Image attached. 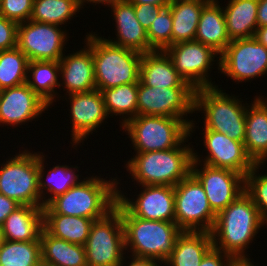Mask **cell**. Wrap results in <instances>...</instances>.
<instances>
[{"label": "cell", "mask_w": 267, "mask_h": 266, "mask_svg": "<svg viewBox=\"0 0 267 266\" xmlns=\"http://www.w3.org/2000/svg\"><path fill=\"white\" fill-rule=\"evenodd\" d=\"M265 224L258 208L244 192L217 214L210 232L213 247L236 261L250 260L245 250Z\"/></svg>", "instance_id": "6da1fadb"}, {"label": "cell", "mask_w": 267, "mask_h": 266, "mask_svg": "<svg viewBox=\"0 0 267 266\" xmlns=\"http://www.w3.org/2000/svg\"><path fill=\"white\" fill-rule=\"evenodd\" d=\"M112 179L105 180L93 175L84 178L44 206L43 214H63L90 219L105 217L115 208L118 200L117 185L120 183L116 178Z\"/></svg>", "instance_id": "7a4b0ae2"}, {"label": "cell", "mask_w": 267, "mask_h": 266, "mask_svg": "<svg viewBox=\"0 0 267 266\" xmlns=\"http://www.w3.org/2000/svg\"><path fill=\"white\" fill-rule=\"evenodd\" d=\"M186 141L188 137L178 147L168 150L136 153L125 164L127 171L139 186L174 187L191 173L194 148L184 145Z\"/></svg>", "instance_id": "3957f363"}, {"label": "cell", "mask_w": 267, "mask_h": 266, "mask_svg": "<svg viewBox=\"0 0 267 266\" xmlns=\"http://www.w3.org/2000/svg\"><path fill=\"white\" fill-rule=\"evenodd\" d=\"M125 251L133 256L153 258L164 263L171 255L177 236L182 232L175 222L145 220L133 216L121 204Z\"/></svg>", "instance_id": "277c9868"}, {"label": "cell", "mask_w": 267, "mask_h": 266, "mask_svg": "<svg viewBox=\"0 0 267 266\" xmlns=\"http://www.w3.org/2000/svg\"><path fill=\"white\" fill-rule=\"evenodd\" d=\"M98 34L86 35L92 49L96 90L101 92L123 84L138 83L142 54L111 44Z\"/></svg>", "instance_id": "5b68a950"}, {"label": "cell", "mask_w": 267, "mask_h": 266, "mask_svg": "<svg viewBox=\"0 0 267 266\" xmlns=\"http://www.w3.org/2000/svg\"><path fill=\"white\" fill-rule=\"evenodd\" d=\"M193 122L174 117L137 115L121 128L128 133L134 151L144 153L178 147L195 131Z\"/></svg>", "instance_id": "8992f818"}, {"label": "cell", "mask_w": 267, "mask_h": 266, "mask_svg": "<svg viewBox=\"0 0 267 266\" xmlns=\"http://www.w3.org/2000/svg\"><path fill=\"white\" fill-rule=\"evenodd\" d=\"M218 86L195 90L194 111H204V129L226 134L230 139L243 142L246 129L247 106Z\"/></svg>", "instance_id": "52a82bcc"}, {"label": "cell", "mask_w": 267, "mask_h": 266, "mask_svg": "<svg viewBox=\"0 0 267 266\" xmlns=\"http://www.w3.org/2000/svg\"><path fill=\"white\" fill-rule=\"evenodd\" d=\"M0 166V193L20 205L42 207L39 191V152L24 150Z\"/></svg>", "instance_id": "ba28073f"}, {"label": "cell", "mask_w": 267, "mask_h": 266, "mask_svg": "<svg viewBox=\"0 0 267 266\" xmlns=\"http://www.w3.org/2000/svg\"><path fill=\"white\" fill-rule=\"evenodd\" d=\"M87 266H119L125 250L124 230L121 220V203L105 217L94 220L87 242Z\"/></svg>", "instance_id": "9c48e42d"}, {"label": "cell", "mask_w": 267, "mask_h": 266, "mask_svg": "<svg viewBox=\"0 0 267 266\" xmlns=\"http://www.w3.org/2000/svg\"><path fill=\"white\" fill-rule=\"evenodd\" d=\"M175 223L182 231L211 232L217 214L209 205L205 190L190 173L174 186Z\"/></svg>", "instance_id": "30bf717a"}, {"label": "cell", "mask_w": 267, "mask_h": 266, "mask_svg": "<svg viewBox=\"0 0 267 266\" xmlns=\"http://www.w3.org/2000/svg\"><path fill=\"white\" fill-rule=\"evenodd\" d=\"M217 58L218 70L237 84L267 74V48L254 37L232 40Z\"/></svg>", "instance_id": "8fae6325"}, {"label": "cell", "mask_w": 267, "mask_h": 266, "mask_svg": "<svg viewBox=\"0 0 267 266\" xmlns=\"http://www.w3.org/2000/svg\"><path fill=\"white\" fill-rule=\"evenodd\" d=\"M171 59L174 68L193 89L216 87L209 80L210 66L220 55L212 47L197 41L179 42L164 50Z\"/></svg>", "instance_id": "7c38bea8"}, {"label": "cell", "mask_w": 267, "mask_h": 266, "mask_svg": "<svg viewBox=\"0 0 267 266\" xmlns=\"http://www.w3.org/2000/svg\"><path fill=\"white\" fill-rule=\"evenodd\" d=\"M61 28L62 26L31 20L20 23L17 47L29 61H60L68 41L67 32Z\"/></svg>", "instance_id": "4fadbf2b"}, {"label": "cell", "mask_w": 267, "mask_h": 266, "mask_svg": "<svg viewBox=\"0 0 267 266\" xmlns=\"http://www.w3.org/2000/svg\"><path fill=\"white\" fill-rule=\"evenodd\" d=\"M195 89L192 87L158 88L138 82V115L174 117L186 120L184 116L194 111Z\"/></svg>", "instance_id": "5bb4252c"}, {"label": "cell", "mask_w": 267, "mask_h": 266, "mask_svg": "<svg viewBox=\"0 0 267 266\" xmlns=\"http://www.w3.org/2000/svg\"><path fill=\"white\" fill-rule=\"evenodd\" d=\"M193 151L191 173L202 184L209 205L218 214L245 192V176L229 169L214 168L202 162ZM199 168V169H198Z\"/></svg>", "instance_id": "9a60e30c"}, {"label": "cell", "mask_w": 267, "mask_h": 266, "mask_svg": "<svg viewBox=\"0 0 267 266\" xmlns=\"http://www.w3.org/2000/svg\"><path fill=\"white\" fill-rule=\"evenodd\" d=\"M135 199H128L118 187V201L135 217L145 220L175 222L174 187L142 185ZM134 200V201H133Z\"/></svg>", "instance_id": "2e32d148"}, {"label": "cell", "mask_w": 267, "mask_h": 266, "mask_svg": "<svg viewBox=\"0 0 267 266\" xmlns=\"http://www.w3.org/2000/svg\"><path fill=\"white\" fill-rule=\"evenodd\" d=\"M202 134L204 146L208 151L203 164L214 168L229 169L244 176L256 165L246 154L243 142L208 129H204Z\"/></svg>", "instance_id": "e0dca14e"}, {"label": "cell", "mask_w": 267, "mask_h": 266, "mask_svg": "<svg viewBox=\"0 0 267 266\" xmlns=\"http://www.w3.org/2000/svg\"><path fill=\"white\" fill-rule=\"evenodd\" d=\"M70 100V119H72L71 143L73 146L82 143L84 139L100 127L108 118L104 98L100 90L73 93ZM82 141V142H81Z\"/></svg>", "instance_id": "ac0fdd59"}, {"label": "cell", "mask_w": 267, "mask_h": 266, "mask_svg": "<svg viewBox=\"0 0 267 266\" xmlns=\"http://www.w3.org/2000/svg\"><path fill=\"white\" fill-rule=\"evenodd\" d=\"M49 105L27 83L0 91V125L18 126L38 118ZM31 120V121H30Z\"/></svg>", "instance_id": "d6986e66"}, {"label": "cell", "mask_w": 267, "mask_h": 266, "mask_svg": "<svg viewBox=\"0 0 267 266\" xmlns=\"http://www.w3.org/2000/svg\"><path fill=\"white\" fill-rule=\"evenodd\" d=\"M60 78L66 89V95L96 90L92 49L85 48L72 54H65L59 61Z\"/></svg>", "instance_id": "ffe728a7"}, {"label": "cell", "mask_w": 267, "mask_h": 266, "mask_svg": "<svg viewBox=\"0 0 267 266\" xmlns=\"http://www.w3.org/2000/svg\"><path fill=\"white\" fill-rule=\"evenodd\" d=\"M115 20L116 39L107 40L113 45L131 49L141 54L153 51L149 46L147 31L136 18L134 4L129 0L111 7Z\"/></svg>", "instance_id": "44dd1931"}, {"label": "cell", "mask_w": 267, "mask_h": 266, "mask_svg": "<svg viewBox=\"0 0 267 266\" xmlns=\"http://www.w3.org/2000/svg\"><path fill=\"white\" fill-rule=\"evenodd\" d=\"M245 123L246 154L255 164L263 165L267 160V104L259 96L247 106Z\"/></svg>", "instance_id": "7402d4cb"}, {"label": "cell", "mask_w": 267, "mask_h": 266, "mask_svg": "<svg viewBox=\"0 0 267 266\" xmlns=\"http://www.w3.org/2000/svg\"><path fill=\"white\" fill-rule=\"evenodd\" d=\"M139 81L150 87H191L180 76L165 51L153 50L142 54Z\"/></svg>", "instance_id": "603a6c76"}, {"label": "cell", "mask_w": 267, "mask_h": 266, "mask_svg": "<svg viewBox=\"0 0 267 266\" xmlns=\"http://www.w3.org/2000/svg\"><path fill=\"white\" fill-rule=\"evenodd\" d=\"M6 241H40L43 207L20 205L1 225Z\"/></svg>", "instance_id": "cb8c5ba5"}, {"label": "cell", "mask_w": 267, "mask_h": 266, "mask_svg": "<svg viewBox=\"0 0 267 266\" xmlns=\"http://www.w3.org/2000/svg\"><path fill=\"white\" fill-rule=\"evenodd\" d=\"M213 248L212 236L205 231H182L171 255L163 263L169 266H199Z\"/></svg>", "instance_id": "d4e9b609"}, {"label": "cell", "mask_w": 267, "mask_h": 266, "mask_svg": "<svg viewBox=\"0 0 267 266\" xmlns=\"http://www.w3.org/2000/svg\"><path fill=\"white\" fill-rule=\"evenodd\" d=\"M218 0H210L202 9L195 41L212 47L221 54L231 42L227 34L223 8Z\"/></svg>", "instance_id": "484cf974"}, {"label": "cell", "mask_w": 267, "mask_h": 266, "mask_svg": "<svg viewBox=\"0 0 267 266\" xmlns=\"http://www.w3.org/2000/svg\"><path fill=\"white\" fill-rule=\"evenodd\" d=\"M222 8L230 41L254 37L258 27V0H229Z\"/></svg>", "instance_id": "4316f807"}, {"label": "cell", "mask_w": 267, "mask_h": 266, "mask_svg": "<svg viewBox=\"0 0 267 266\" xmlns=\"http://www.w3.org/2000/svg\"><path fill=\"white\" fill-rule=\"evenodd\" d=\"M40 242L42 265L87 266L85 246L54 237L44 228Z\"/></svg>", "instance_id": "83f0119b"}, {"label": "cell", "mask_w": 267, "mask_h": 266, "mask_svg": "<svg viewBox=\"0 0 267 266\" xmlns=\"http://www.w3.org/2000/svg\"><path fill=\"white\" fill-rule=\"evenodd\" d=\"M210 0H173L168 6L172 15V45L195 41L203 7Z\"/></svg>", "instance_id": "f1b7e54d"}, {"label": "cell", "mask_w": 267, "mask_h": 266, "mask_svg": "<svg viewBox=\"0 0 267 266\" xmlns=\"http://www.w3.org/2000/svg\"><path fill=\"white\" fill-rule=\"evenodd\" d=\"M94 220L97 219L63 214H43V228L54 237L84 246Z\"/></svg>", "instance_id": "f546056e"}, {"label": "cell", "mask_w": 267, "mask_h": 266, "mask_svg": "<svg viewBox=\"0 0 267 266\" xmlns=\"http://www.w3.org/2000/svg\"><path fill=\"white\" fill-rule=\"evenodd\" d=\"M45 156L43 153L39 152V191L42 199V207L46 206L52 199L55 197L64 194L68 189L72 186H75L80 183L79 175L76 174V170L78 166L72 167L67 165H56L53 166L49 172H47L45 181L43 178L45 177ZM46 192H45V191ZM45 192V193H44ZM50 196H49V194ZM48 194V198L45 197ZM45 195V196H44ZM47 198V199H46ZM44 199V200H43Z\"/></svg>", "instance_id": "4dcf8cb0"}, {"label": "cell", "mask_w": 267, "mask_h": 266, "mask_svg": "<svg viewBox=\"0 0 267 266\" xmlns=\"http://www.w3.org/2000/svg\"><path fill=\"white\" fill-rule=\"evenodd\" d=\"M27 74L28 86L49 106L53 105L58 94L54 89L60 87L59 61H29Z\"/></svg>", "instance_id": "1f68e13d"}, {"label": "cell", "mask_w": 267, "mask_h": 266, "mask_svg": "<svg viewBox=\"0 0 267 266\" xmlns=\"http://www.w3.org/2000/svg\"><path fill=\"white\" fill-rule=\"evenodd\" d=\"M102 95L108 117L110 114V116H123L122 122L120 123L122 124L121 126L138 115V83L123 84L108 88L102 91Z\"/></svg>", "instance_id": "d6a6232c"}, {"label": "cell", "mask_w": 267, "mask_h": 266, "mask_svg": "<svg viewBox=\"0 0 267 266\" xmlns=\"http://www.w3.org/2000/svg\"><path fill=\"white\" fill-rule=\"evenodd\" d=\"M81 8V0H34L30 20L59 26Z\"/></svg>", "instance_id": "836d02e7"}, {"label": "cell", "mask_w": 267, "mask_h": 266, "mask_svg": "<svg viewBox=\"0 0 267 266\" xmlns=\"http://www.w3.org/2000/svg\"><path fill=\"white\" fill-rule=\"evenodd\" d=\"M1 266H42L40 241H4Z\"/></svg>", "instance_id": "e575fe53"}, {"label": "cell", "mask_w": 267, "mask_h": 266, "mask_svg": "<svg viewBox=\"0 0 267 266\" xmlns=\"http://www.w3.org/2000/svg\"><path fill=\"white\" fill-rule=\"evenodd\" d=\"M28 62L18 47L0 51V91L26 83Z\"/></svg>", "instance_id": "d590c367"}, {"label": "cell", "mask_w": 267, "mask_h": 266, "mask_svg": "<svg viewBox=\"0 0 267 266\" xmlns=\"http://www.w3.org/2000/svg\"><path fill=\"white\" fill-rule=\"evenodd\" d=\"M152 50L164 51L172 45V15L168 6L164 7L147 31Z\"/></svg>", "instance_id": "8d00e7d4"}, {"label": "cell", "mask_w": 267, "mask_h": 266, "mask_svg": "<svg viewBox=\"0 0 267 266\" xmlns=\"http://www.w3.org/2000/svg\"><path fill=\"white\" fill-rule=\"evenodd\" d=\"M261 166L264 165L256 164L246 174L245 193L252 199L259 210L260 216L267 223V173L264 175L257 174Z\"/></svg>", "instance_id": "74e56055"}, {"label": "cell", "mask_w": 267, "mask_h": 266, "mask_svg": "<svg viewBox=\"0 0 267 266\" xmlns=\"http://www.w3.org/2000/svg\"><path fill=\"white\" fill-rule=\"evenodd\" d=\"M34 0H0V15L17 24L30 20Z\"/></svg>", "instance_id": "f35d334b"}, {"label": "cell", "mask_w": 267, "mask_h": 266, "mask_svg": "<svg viewBox=\"0 0 267 266\" xmlns=\"http://www.w3.org/2000/svg\"><path fill=\"white\" fill-rule=\"evenodd\" d=\"M18 25L0 15V51L17 47Z\"/></svg>", "instance_id": "ab89813d"}, {"label": "cell", "mask_w": 267, "mask_h": 266, "mask_svg": "<svg viewBox=\"0 0 267 266\" xmlns=\"http://www.w3.org/2000/svg\"><path fill=\"white\" fill-rule=\"evenodd\" d=\"M164 7L166 6H154L152 4H134L136 18L146 31H148L152 22Z\"/></svg>", "instance_id": "60d3db41"}, {"label": "cell", "mask_w": 267, "mask_h": 266, "mask_svg": "<svg viewBox=\"0 0 267 266\" xmlns=\"http://www.w3.org/2000/svg\"><path fill=\"white\" fill-rule=\"evenodd\" d=\"M235 261L231 256L213 247L199 266H231Z\"/></svg>", "instance_id": "b9f144b4"}, {"label": "cell", "mask_w": 267, "mask_h": 266, "mask_svg": "<svg viewBox=\"0 0 267 266\" xmlns=\"http://www.w3.org/2000/svg\"><path fill=\"white\" fill-rule=\"evenodd\" d=\"M18 204L15 200L6 197L0 193V226L6 218L17 208Z\"/></svg>", "instance_id": "7bdbcfd3"}, {"label": "cell", "mask_w": 267, "mask_h": 266, "mask_svg": "<svg viewBox=\"0 0 267 266\" xmlns=\"http://www.w3.org/2000/svg\"><path fill=\"white\" fill-rule=\"evenodd\" d=\"M131 261L128 262L127 266H161L162 264L159 261L153 259V258H145V257H136L133 255H130ZM125 257H123V260L121 261V264L119 266H124L123 264H126ZM158 262V263H157ZM126 266V265H125Z\"/></svg>", "instance_id": "ee69618b"}, {"label": "cell", "mask_w": 267, "mask_h": 266, "mask_svg": "<svg viewBox=\"0 0 267 266\" xmlns=\"http://www.w3.org/2000/svg\"><path fill=\"white\" fill-rule=\"evenodd\" d=\"M257 24L258 27L267 26V0H258Z\"/></svg>", "instance_id": "f6af8a7d"}, {"label": "cell", "mask_w": 267, "mask_h": 266, "mask_svg": "<svg viewBox=\"0 0 267 266\" xmlns=\"http://www.w3.org/2000/svg\"><path fill=\"white\" fill-rule=\"evenodd\" d=\"M254 39L267 48V26L257 27Z\"/></svg>", "instance_id": "bcb514c9"}, {"label": "cell", "mask_w": 267, "mask_h": 266, "mask_svg": "<svg viewBox=\"0 0 267 266\" xmlns=\"http://www.w3.org/2000/svg\"><path fill=\"white\" fill-rule=\"evenodd\" d=\"M133 4H152L154 6H169L173 0H130Z\"/></svg>", "instance_id": "7dc6e473"}, {"label": "cell", "mask_w": 267, "mask_h": 266, "mask_svg": "<svg viewBox=\"0 0 267 266\" xmlns=\"http://www.w3.org/2000/svg\"><path fill=\"white\" fill-rule=\"evenodd\" d=\"M126 1H129V0H81V7L83 8V6H84V3H88V2H90V3H95V5H96V3L97 4H106V5H108V7H112V6H114L115 4H118V3H121V2H126Z\"/></svg>", "instance_id": "c3c4849f"}, {"label": "cell", "mask_w": 267, "mask_h": 266, "mask_svg": "<svg viewBox=\"0 0 267 266\" xmlns=\"http://www.w3.org/2000/svg\"><path fill=\"white\" fill-rule=\"evenodd\" d=\"M231 266H254L251 260H238L235 261Z\"/></svg>", "instance_id": "681fc988"}, {"label": "cell", "mask_w": 267, "mask_h": 266, "mask_svg": "<svg viewBox=\"0 0 267 266\" xmlns=\"http://www.w3.org/2000/svg\"><path fill=\"white\" fill-rule=\"evenodd\" d=\"M4 241H5V238H4V235H3V232H2V228L0 226V248L2 247Z\"/></svg>", "instance_id": "f907efd6"}, {"label": "cell", "mask_w": 267, "mask_h": 266, "mask_svg": "<svg viewBox=\"0 0 267 266\" xmlns=\"http://www.w3.org/2000/svg\"><path fill=\"white\" fill-rule=\"evenodd\" d=\"M259 97L267 104V100L266 99L262 98V96H259Z\"/></svg>", "instance_id": "816d5d0a"}]
</instances>
